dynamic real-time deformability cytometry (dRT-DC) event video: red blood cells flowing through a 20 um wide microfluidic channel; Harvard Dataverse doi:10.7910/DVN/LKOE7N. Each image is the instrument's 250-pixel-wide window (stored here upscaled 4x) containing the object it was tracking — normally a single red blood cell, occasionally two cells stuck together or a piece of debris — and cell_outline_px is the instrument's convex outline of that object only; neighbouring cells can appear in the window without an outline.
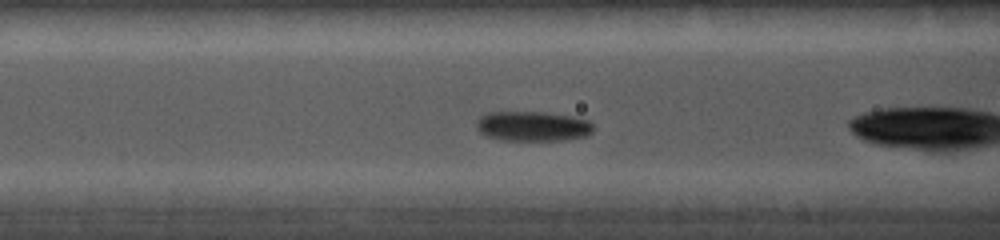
{"species": "common noctule bat (a hibernating species)", "species_latin": "Nyctalus noctula", "temperature_condition": "cold", "stored_images_in_passage": 21, "camera_frame_rate_fps": 5000, "um_per_image_px": 0.085, "animal": {"sex": "female", "body_mass_g": 19.0, "forearm_length_mm": 56.7}, "frame": {"image": 1, "passage_image": 4, "time_ms": 1.4, "image_size_px": [1000, 240], "cell_outline_px": [[592, 132], [588, 136], [564, 140], [500, 140], [484, 136], [476, 128], [476, 120], [480, 116], [488, 112], [544, 112], [572, 116], [588, 120], [592, 124]], "centroid_in_image_um": [45.25, 10.73], "position_along_channel_um": 121.4, "area_um2": 20.58}}